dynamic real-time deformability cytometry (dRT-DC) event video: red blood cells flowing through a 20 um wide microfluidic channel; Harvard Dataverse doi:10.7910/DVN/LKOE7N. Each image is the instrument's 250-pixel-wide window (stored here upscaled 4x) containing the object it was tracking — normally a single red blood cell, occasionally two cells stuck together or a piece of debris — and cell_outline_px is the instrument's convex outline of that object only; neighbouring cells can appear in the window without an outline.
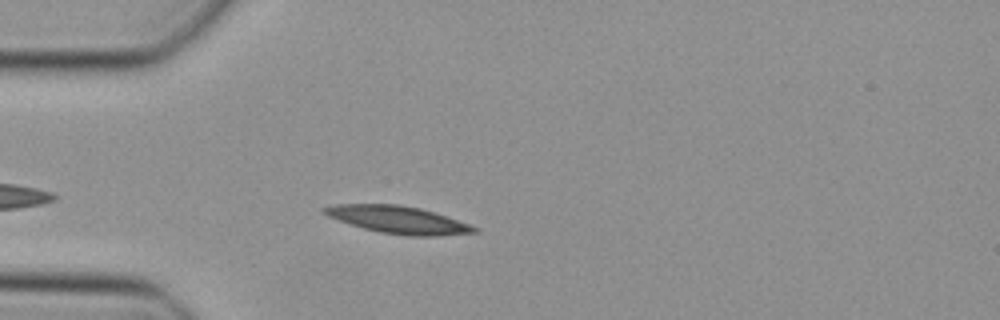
{"species": "Egyptian fruit bat (a non-hibernating species)", "species_latin": "Rousettus aegyptiacus", "temperature_condition": "cold", "stored_images_in_passage": 44, "camera_frame_rate_fps": 3000, "um_per_image_px": 0.085, "animal": {"sex": "female"}, "frame": {"image": 1, "passage_image": 11, "time_ms": 3.333, "image_size_px": [1000, 320], "cell_outline_px": [[480, 228], [476, 232], [436, 236], [408, 236], [380, 232], [364, 228], [328, 216], [320, 208], [336, 204], [400, 204], [420, 208]], "centroid_in_image_um": [33.83, 18.67], "position_along_channel_um": 51.2, "area_um2": 23.52}}
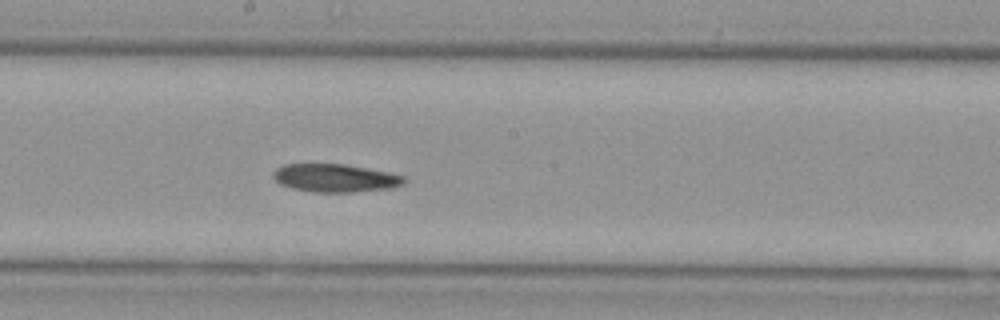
{"frame": {"image": 2, "passage_image": 24, "time_ms": 7.667, "image_size_px": [1000, 320], "cell_outline_px": [[408, 180], [404, 184], [392, 188], [352, 192], [312, 192], [292, 188], [280, 184], [272, 176], [272, 172], [276, 168], [284, 164], [344, 164], [388, 172], [404, 176]], "centroid_in_image_um": [28.49, 15.13], "position_along_channel_um": 219.7, "area_um2": 21.5}}
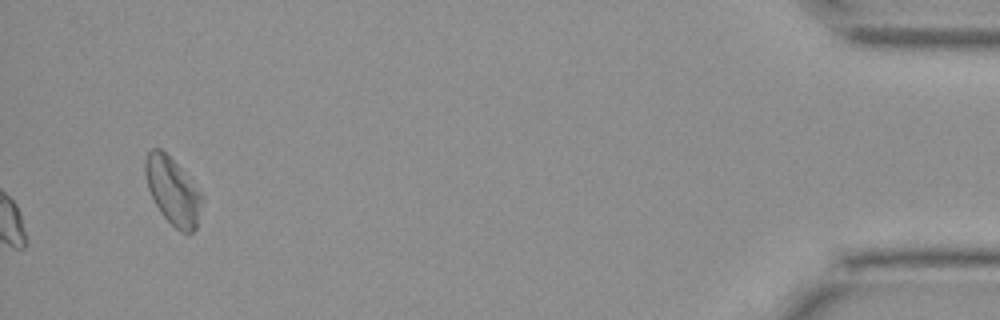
{"frame": {"image": 3, "passage_image": 44, "time_ms": 14.333, "image_size_px": [1000, 320], "cell_outline_px": [[204, 196], [196, 228], [188, 236], [180, 232], [160, 212], [148, 188], [144, 176], [144, 160], [148, 152], [152, 148], [160, 148], [176, 164]], "centroid_in_image_um": [14.68, 16.26], "position_along_channel_um": 420.5, "area_um2": 22.02}}